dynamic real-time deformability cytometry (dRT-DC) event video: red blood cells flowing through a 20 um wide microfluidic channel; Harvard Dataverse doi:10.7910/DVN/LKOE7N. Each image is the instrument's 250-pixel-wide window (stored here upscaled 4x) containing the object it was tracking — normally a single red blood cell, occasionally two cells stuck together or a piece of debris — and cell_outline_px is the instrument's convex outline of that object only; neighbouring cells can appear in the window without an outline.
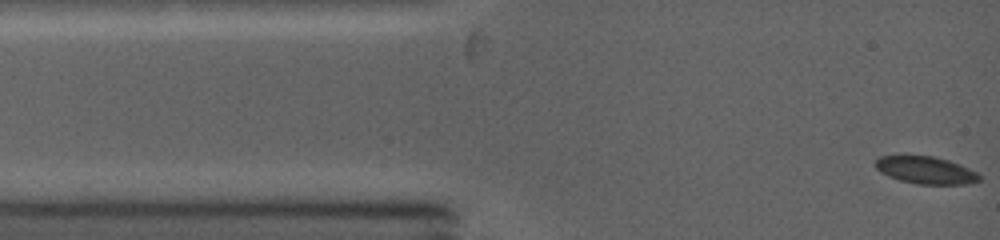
{"species": "common noctule bat (a hibernating species)", "species_latin": "Nyctalus noctula", "temperature_condition": "warm", "stored_images_in_passage": 55, "camera_frame_rate_fps": 5000, "um_per_image_px": 0.085, "animal": {"sex": "female", "body_mass_g": 19.0, "forearm_length_mm": 53.3}, "frame": {"image": 1, "passage_image": 1, "time_ms": 0.0, "image_size_px": [1000, 240], "cell_outline_px": [[980, 180], [968, 184], [916, 184], [900, 180], [888, 176], [880, 172], [872, 164], [880, 156], [904, 152], [932, 156], [948, 160], [960, 164], [976, 172], [980, 176]], "centroid_in_image_um": [78.59, 14.41], "position_along_channel_um": 6.4, "area_um2": 17.28}}
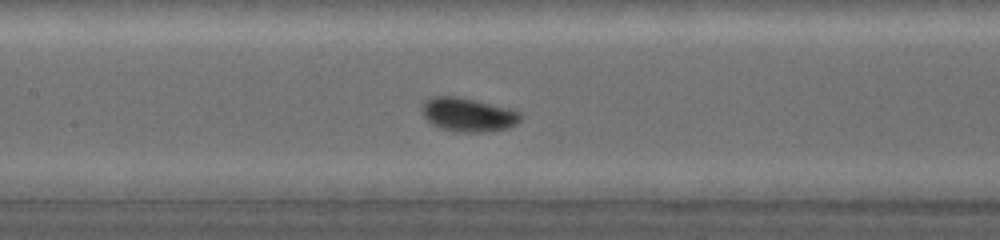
{"frame": {"image": 2, "passage_image": 22, "time_ms": 5.2, "image_size_px": [1000, 240], "cell_outline_px": [[520, 120], [516, 124], [508, 128], [484, 132], [456, 132], [440, 128], [432, 124], [424, 116], [420, 108], [428, 100], [436, 96], [456, 96], [512, 108], [520, 112]], "centroid_in_image_um": [39.81, 9.75], "position_along_channel_um": 167.6, "area_um2": 19.36}}
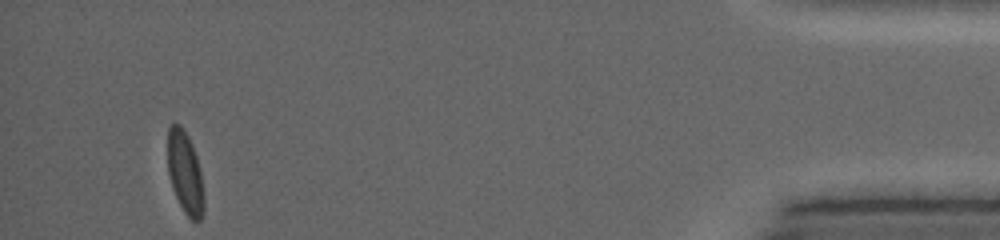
{"frame": {"image": 3, "passage_image": 55, "time_ms": 13.4, "image_size_px": [1000, 240], "cell_outline_px": [[204, 212], [200, 220], [196, 224], [184, 212], [172, 188], [168, 172], [168, 128], [172, 124], [180, 124], [188, 136], [192, 144], [196, 156], [200, 172], [204, 196]], "centroid_in_image_um": [15.74, 14.71], "position_along_channel_um": 419.5, "area_um2": 17.34}, "authors_computed_cell_mechanics": {"area_um2": 17.4556, "velocity_mm_per_s": 4.2172, "shape_relaxation_time_tau1_ms": 1.632, "shape_relaxation_time_tau2_ms": null, "deformation_change_tau1": 0.1107, "deformation_change_tau2": null}}